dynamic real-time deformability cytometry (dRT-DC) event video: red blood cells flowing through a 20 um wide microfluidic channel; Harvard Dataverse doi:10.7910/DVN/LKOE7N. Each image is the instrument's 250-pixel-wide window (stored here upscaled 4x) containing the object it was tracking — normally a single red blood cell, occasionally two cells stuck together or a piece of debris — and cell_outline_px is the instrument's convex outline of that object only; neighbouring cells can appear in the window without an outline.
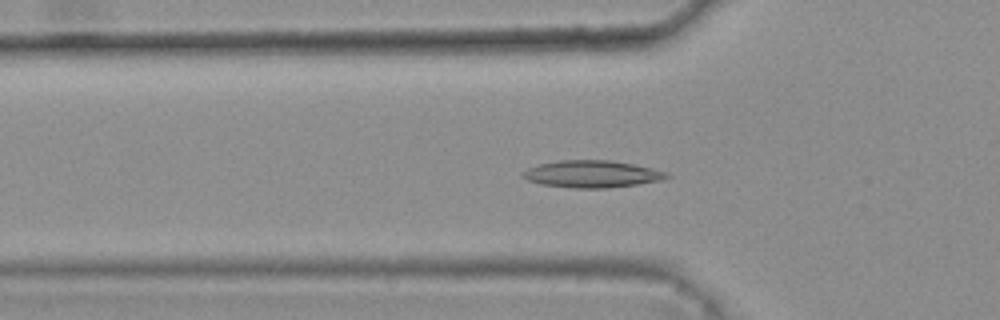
{"species": "common noctule bat (a hibernating species)", "species_latin": "Nyctalus noctula", "temperature_condition": "warm", "stored_images_in_passage": 43, "camera_frame_rate_fps": 3000, "um_per_image_px": 0.085, "animal": {"sex": "female", "body_mass_g": 25.1}, "frame": {"image": 1, "passage_image": 16, "time_ms": 5.0, "image_size_px": [1000, 320], "cell_outline_px": [[672, 176], [660, 180], [636, 184], [608, 188], [572, 188], [540, 184], [528, 180], [520, 176], [520, 172], [536, 164], [556, 160], [608, 160], [632, 164], [652, 168], [668, 172]], "centroid_in_image_um": [50.25, 14.79], "position_along_channel_um": 75.5, "area_um2": 22.89}}
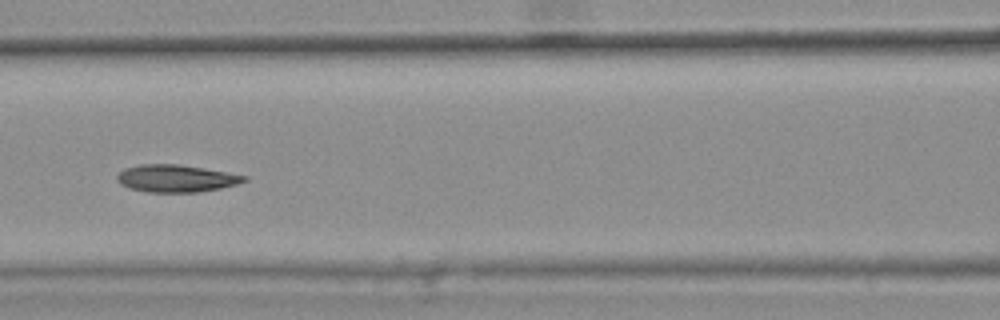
{"frame": {"image": 2, "passage_image": 22, "time_ms": 7.0, "image_size_px": [1000, 320], "cell_outline_px": [[248, 180], [236, 184], [220, 188], [200, 192], [148, 192], [128, 188], [120, 184], [116, 180], [116, 176], [124, 168], [140, 164], [180, 164], [204, 168], [248, 176]], "centroid_in_image_um": [14.94, 15.16], "position_along_channel_um": 151.7, "area_um2": 20.35}}
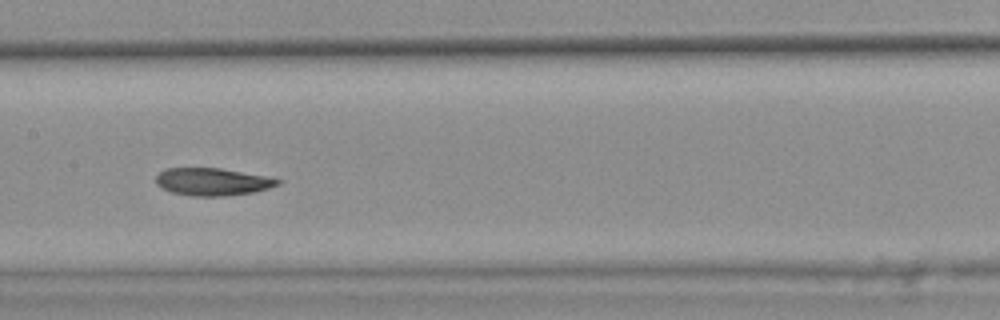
{"frame": {"image": 3, "passage_image": 25, "time_ms": 8.0, "image_size_px": [1000, 320], "cell_outline_px": [[280, 184], [268, 188], [252, 192], [224, 196], [192, 196], [172, 192], [160, 188], [156, 184], [156, 176], [164, 168], [220, 168], [264, 176], [280, 180]], "centroid_in_image_um": [18.0, 15.45], "position_along_channel_um": 189.4, "area_um2": 19.36}, "authors_computed_cell_mechanics": {"area_um2": 21.2126, "velocity_mm_per_s": 3.7898, "shape_relaxation_time_tau1_ms": null, "shape_relaxation_time_tau2_ms": 2.4945, "deformation_change_tau1": null, "deformation_change_tau2": 0.0803}}